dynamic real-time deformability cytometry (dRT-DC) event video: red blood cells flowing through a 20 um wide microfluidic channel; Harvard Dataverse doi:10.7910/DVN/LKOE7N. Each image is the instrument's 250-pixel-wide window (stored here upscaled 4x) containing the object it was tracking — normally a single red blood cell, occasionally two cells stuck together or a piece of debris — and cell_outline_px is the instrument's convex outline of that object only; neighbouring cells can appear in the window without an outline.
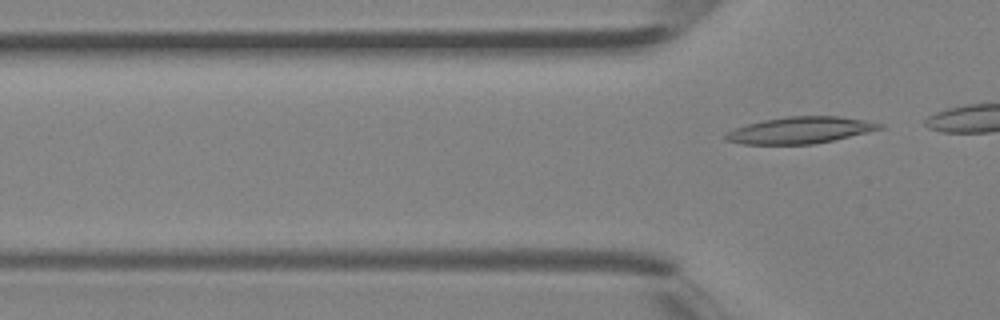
{"species": "Egyptian fruit bat (a non-hibernating species)", "species_latin": "Rousettus aegyptiacus", "temperature_condition": "room temperature", "stored_images_in_passage": 5, "camera_frame_rate_fps": 3000, "um_per_image_px": 0.085, "animal": {"sex": "female"}, "frame": {"image": 1, "passage_image": 5, "time_ms": 1.333, "image_size_px": [1000, 320], "cell_outline_px": [[884, 128], [832, 140], [812, 144], [744, 144], [724, 140], [724, 136], [728, 132], [736, 128], [748, 124], [764, 120], [788, 116], [840, 116], [864, 120], [884, 124]], "centroid_in_image_um": [68.02, 11.06], "position_along_channel_um": 57.8, "area_um2": 23.58}}